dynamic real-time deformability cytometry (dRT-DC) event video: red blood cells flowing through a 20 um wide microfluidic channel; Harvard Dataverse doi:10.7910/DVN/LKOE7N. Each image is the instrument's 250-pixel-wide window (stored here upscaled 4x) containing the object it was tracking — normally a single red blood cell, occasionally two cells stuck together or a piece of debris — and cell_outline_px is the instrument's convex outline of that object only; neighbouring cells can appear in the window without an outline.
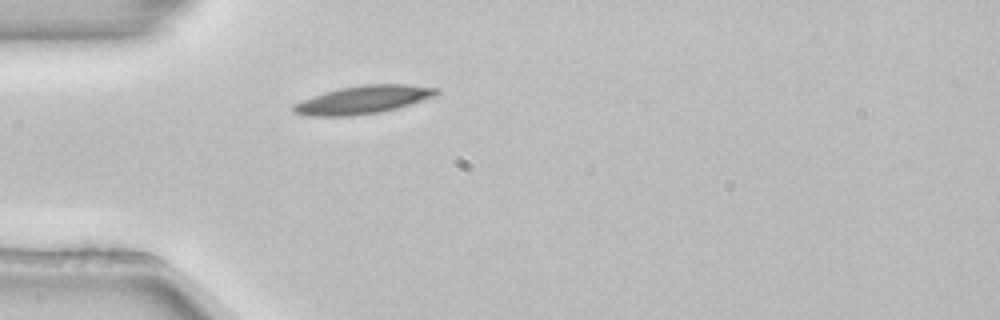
{"species": "common noctule bat (a hibernating species)", "species_latin": "Nyctalus noctula", "temperature_condition": "room temperature", "stored_images_in_passage": 6, "camera_frame_rate_fps": 3000, "um_per_image_px": 0.085, "animal": {"sex": "female", "body_mass_g": 22.7, "forearm_length_mm": 54.2}, "frame": {"image": 1, "passage_image": 6, "time_ms": 1.667, "image_size_px": [1000, 320], "cell_outline_px": [[440, 92], [432, 96], [396, 108], [380, 112], [352, 116], [308, 116], [292, 112], [292, 104], [312, 96], [324, 92], [340, 88], [364, 84], [404, 84], [440, 88]], "centroid_in_image_um": [30.8, 8.48], "position_along_channel_um": 54.2, "area_um2": 23.24}}